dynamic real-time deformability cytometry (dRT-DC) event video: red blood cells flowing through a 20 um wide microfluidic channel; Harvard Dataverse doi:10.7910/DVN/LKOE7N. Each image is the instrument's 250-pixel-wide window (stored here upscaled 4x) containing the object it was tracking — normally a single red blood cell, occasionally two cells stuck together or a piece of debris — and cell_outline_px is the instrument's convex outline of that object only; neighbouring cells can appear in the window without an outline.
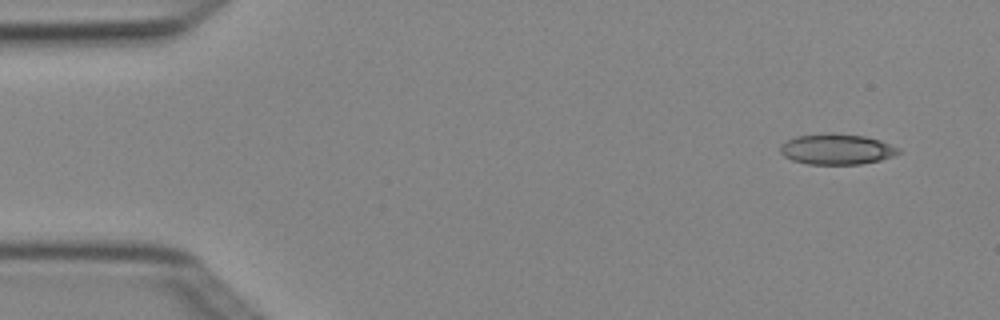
{"species": "Egyptian fruit bat (a non-hibernating species)", "species_latin": "Rousettus aegyptiacus", "temperature_condition": "cold", "stored_images_in_passage": 4, "camera_frame_rate_fps": 3000, "um_per_image_px": 0.085, "animal": {"sex": "female"}, "frame": {"image": 1, "passage_image": 1, "time_ms": 0.0, "image_size_px": [1000, 320], "cell_outline_px": [[900, 152], [892, 156], [880, 160], [860, 164], [808, 164], [792, 160], [784, 156], [780, 152], [780, 144], [796, 136], [828, 132], [832, 132], [864, 136], [880, 140], [900, 148]], "centroid_in_image_um": [71.1, 12.67], "position_along_channel_um": 13.9, "area_um2": 21.21}}
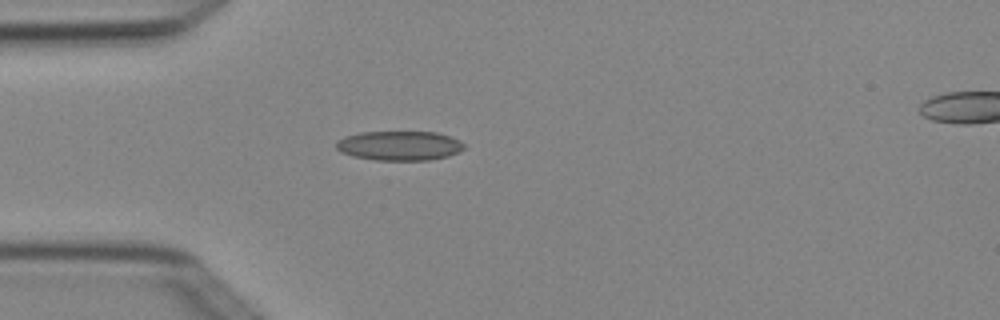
{"frame": {"image": 2, "passage_image": 4, "time_ms": 1.0, "image_size_px": [1000, 320], "cell_outline_px": [[464, 148], [460, 152], [448, 156], [428, 160], [376, 160], [352, 156], [340, 152], [336, 148], [336, 140], [344, 136], [360, 132], [436, 132], [460, 140], [464, 144]], "centroid_in_image_um": [33.93, 12.38], "position_along_channel_um": 51.1, "area_um2": 22.08}}